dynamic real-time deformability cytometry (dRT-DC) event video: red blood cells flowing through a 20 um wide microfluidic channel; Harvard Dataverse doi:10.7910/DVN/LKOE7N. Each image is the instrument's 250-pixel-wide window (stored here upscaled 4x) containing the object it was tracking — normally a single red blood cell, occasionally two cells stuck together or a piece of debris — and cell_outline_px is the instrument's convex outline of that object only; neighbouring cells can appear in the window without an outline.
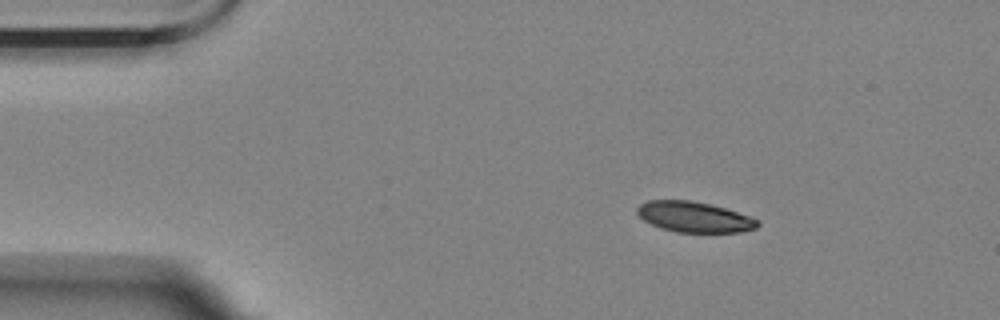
{"species": "Egyptian fruit bat (a non-hibernating species)", "species_latin": "Rousettus aegyptiacus", "temperature_condition": "room temperature", "stored_images_in_passage": 2, "camera_frame_rate_fps": 3000, "um_per_image_px": 0.085, "animal": {"sex": "female"}, "frame": {"image": 1, "passage_image": 2, "time_ms": 1.333, "image_size_px": [1000, 320], "cell_outline_px": [[760, 224], [756, 228], [740, 232], [676, 232], [660, 228], [644, 220], [636, 212], [636, 208], [640, 204], [648, 200], [692, 200], [712, 204], [752, 216], [760, 220]], "centroid_in_image_um": [59.04, 18.43], "position_along_channel_um": 26.0, "area_um2": 21.68}}